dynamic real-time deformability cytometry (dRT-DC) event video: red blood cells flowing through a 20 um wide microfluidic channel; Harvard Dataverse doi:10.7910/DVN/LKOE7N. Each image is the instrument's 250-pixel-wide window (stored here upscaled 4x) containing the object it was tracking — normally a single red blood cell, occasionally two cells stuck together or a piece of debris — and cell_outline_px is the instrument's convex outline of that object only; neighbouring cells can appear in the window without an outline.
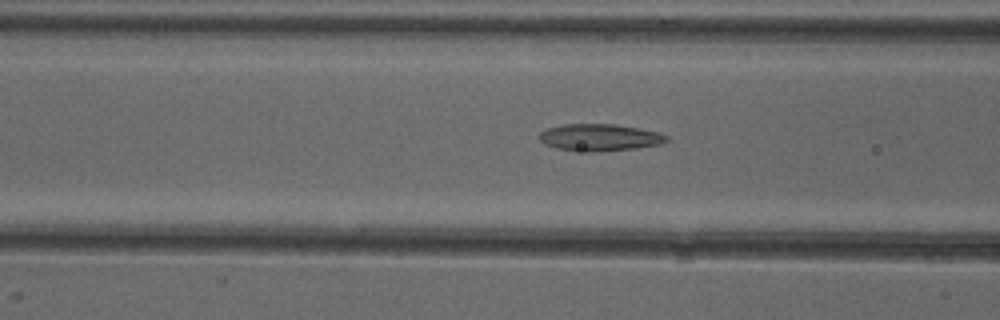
{"species": "common noctule bat (a hibernating species)", "species_latin": "Nyctalus noctula", "temperature_condition": "cold", "stored_images_in_passage": 51, "camera_frame_rate_fps": 3000, "um_per_image_px": 0.085, "animal": {"sex": "female"}, "frame": {"image": 1, "passage_image": 20, "time_ms": 6.333, "image_size_px": [1000, 320], "cell_outline_px": [[668, 140], [660, 144], [636, 148], [592, 152], [588, 152], [556, 148], [544, 144], [540, 140], [540, 132], [548, 128], [564, 124], [616, 124], [640, 128], [660, 132], [668, 136]], "centroid_in_image_um": [50.99, 11.67], "position_along_channel_um": 115.6, "area_um2": 20.0}}
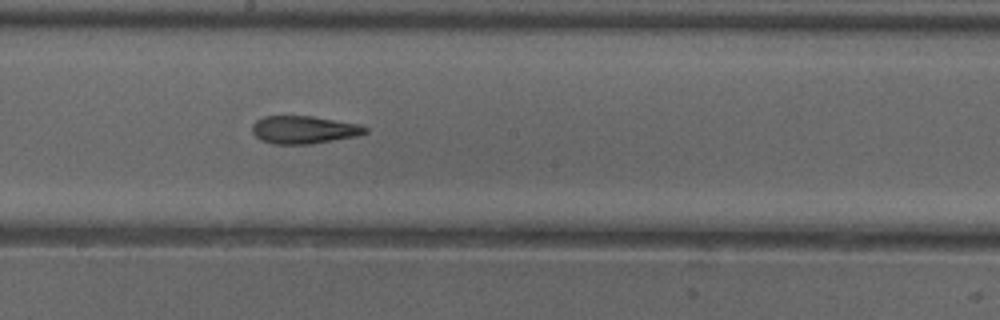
{"frame": {"image": 2, "passage_image": 28, "time_ms": 9.0, "image_size_px": [1000, 320], "cell_outline_px": [[368, 132], [360, 136], [312, 144], [272, 144], [260, 140], [252, 132], [252, 124], [256, 120], [264, 116], [312, 116], [360, 124], [368, 128]], "centroid_in_image_um": [25.86, 11.03], "position_along_channel_um": 222.3, "area_um2": 18.61}}
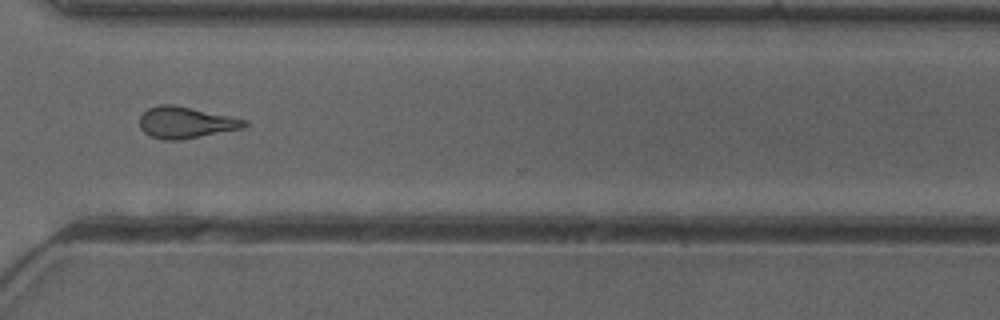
{"frame": {"image": 3, "passage_image": 38, "time_ms": 12.333, "image_size_px": [1000, 320], "cell_outline_px": [[248, 124], [244, 128], [180, 140], [164, 140], [152, 136], [144, 132], [140, 128], [140, 116], [148, 108], [160, 104], [176, 104], [248, 120]], "centroid_in_image_um": [15.8, 10.4], "position_along_channel_um": 354.8, "area_um2": 19.31}, "authors_computed_cell_mechanics": {"area_um2": 19.1318, "velocity_mm_per_s": 3.9876, "shape_relaxation_time_tau1_ms": null, "shape_relaxation_time_tau2_ms": 2.8901, "deformation_change_tau1": null, "deformation_change_tau2": 0.1333}}